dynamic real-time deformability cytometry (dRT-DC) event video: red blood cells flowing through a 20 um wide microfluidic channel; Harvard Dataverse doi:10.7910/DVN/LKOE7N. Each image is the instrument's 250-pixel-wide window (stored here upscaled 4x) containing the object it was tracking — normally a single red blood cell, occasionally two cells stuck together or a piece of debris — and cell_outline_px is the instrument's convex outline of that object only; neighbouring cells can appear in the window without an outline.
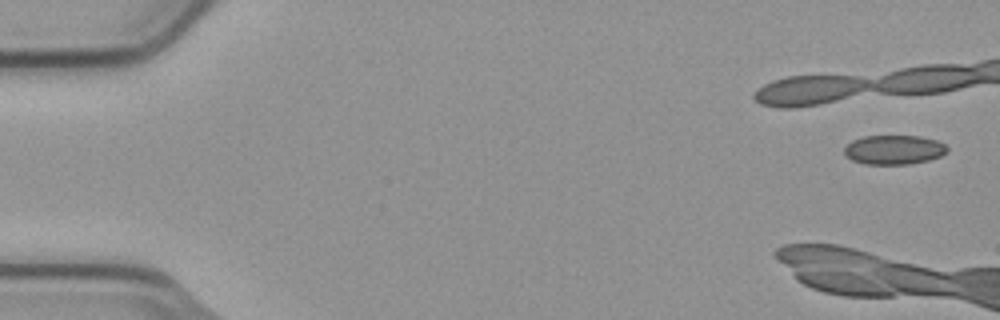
{"species": "common noctule bat (a hibernating species)", "species_latin": "Nyctalus noctula", "temperature_condition": "cold", "stored_images_in_passage": 7, "camera_frame_rate_fps": 3000, "um_per_image_px": 0.085, "animal": {"sex": "male", "body_mass_g": 23.1, "forearm_length_mm": 52.7}, "frame": {"image": 1, "passage_image": 2, "time_ms": 0.333, "image_size_px": [1000, 320], "cell_outline_px": [[948, 152], [940, 156], [928, 160], [908, 164], [864, 164], [852, 160], [844, 156], [844, 148], [852, 140], [864, 136], [920, 136], [936, 140], [944, 144], [948, 148]], "centroid_in_image_um": [75.97, 12.73], "position_along_channel_um": 9.0, "area_um2": 17.63}}